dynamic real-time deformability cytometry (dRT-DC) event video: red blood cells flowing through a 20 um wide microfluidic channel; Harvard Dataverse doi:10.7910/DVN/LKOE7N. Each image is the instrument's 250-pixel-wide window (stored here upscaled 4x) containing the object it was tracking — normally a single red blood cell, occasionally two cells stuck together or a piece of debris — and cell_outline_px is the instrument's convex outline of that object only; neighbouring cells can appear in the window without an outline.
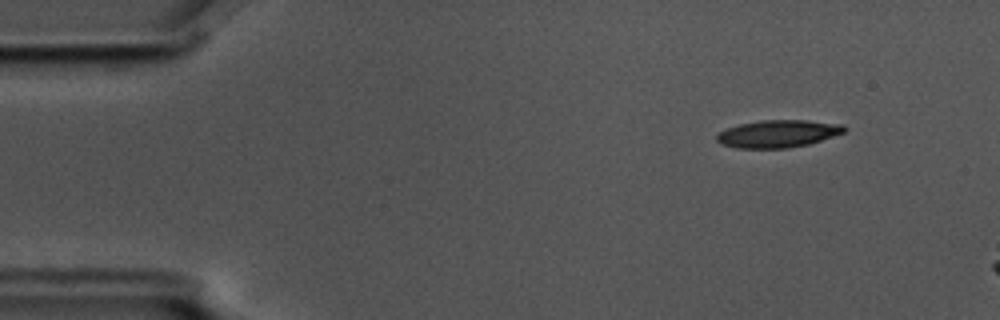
{"species": "common noctule bat (a hibernating species)", "species_latin": "Nyctalus noctula", "temperature_condition": "cold", "stored_images_in_passage": 4, "camera_frame_rate_fps": 3000, "um_per_image_px": 0.085, "animal": {"sex": "male", "body_mass_g": 17.5, "forearm_length_mm": 52.3}, "frame": {"image": 1, "passage_image": 2, "time_ms": 0.333, "image_size_px": [1000, 320], "cell_outline_px": [[848, 128], [844, 132], [808, 144], [788, 148], [736, 148], [720, 144], [716, 140], [716, 136], [720, 132], [728, 128], [740, 124], [760, 120], [808, 120], [844, 124]], "centroid_in_image_um": [66.13, 11.36], "position_along_channel_um": 18.9, "area_um2": 20.4}}